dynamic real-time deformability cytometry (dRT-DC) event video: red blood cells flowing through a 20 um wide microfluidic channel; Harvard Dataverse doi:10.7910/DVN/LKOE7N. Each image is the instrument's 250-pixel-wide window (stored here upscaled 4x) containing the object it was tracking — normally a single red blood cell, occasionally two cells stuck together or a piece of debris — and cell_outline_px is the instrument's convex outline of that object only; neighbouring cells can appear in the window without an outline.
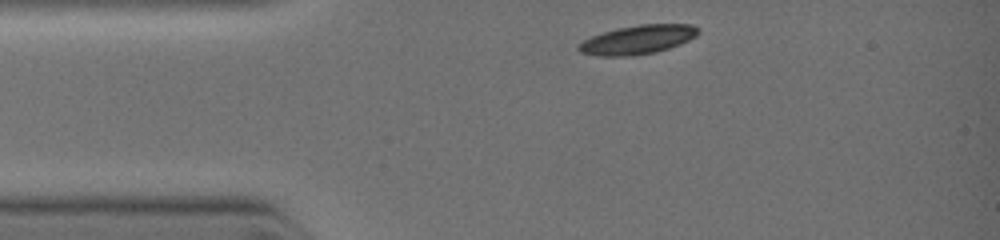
{"species": "common noctule bat (a hibernating species)", "species_latin": "Nyctalus noctula", "temperature_condition": "warm", "stored_images_in_passage": 4, "camera_frame_rate_fps": 3000, "um_per_image_px": 0.085, "animal": {"sex": "female", "body_mass_g": 19.0, "forearm_length_mm": 51.5}, "frame": {"image": 1, "passage_image": 1, "time_ms": 0.0, "image_size_px": [1000, 240], "cell_outline_px": [[700, 32], [696, 36], [680, 44], [656, 52], [632, 56], [596, 56], [580, 52], [576, 48], [584, 40], [592, 36], [604, 32], [620, 28], [640, 24], [692, 24], [700, 28]], "centroid_in_image_um": [54.23, 3.37], "position_along_channel_um": 30.8, "area_um2": 20.11}}